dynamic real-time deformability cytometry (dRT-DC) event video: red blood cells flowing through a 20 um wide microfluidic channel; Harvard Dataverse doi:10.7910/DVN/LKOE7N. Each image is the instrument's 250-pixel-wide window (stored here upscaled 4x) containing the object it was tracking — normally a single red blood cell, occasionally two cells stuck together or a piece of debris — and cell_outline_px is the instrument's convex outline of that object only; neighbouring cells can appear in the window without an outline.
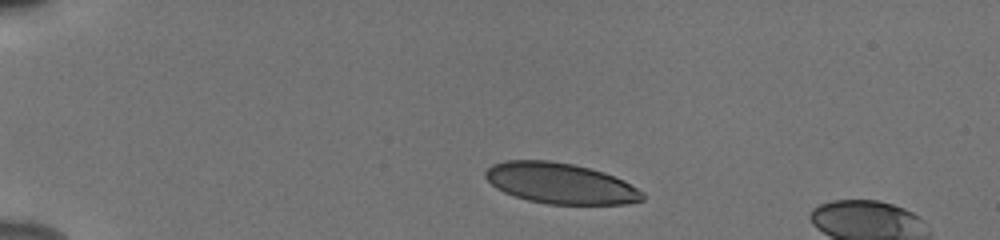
{"species": "human", "species_latin": "Homo sapiens", "temperature_condition": "cold", "stored_images_in_passage": 7, "camera_frame_rate_fps": 3000, "um_per_image_px": 0.085, "donor": {"sex": "male"}, "frame": {"image": 1, "passage_image": 1, "time_ms": 0.0, "image_size_px": [1000, 240], "cell_outline_px": [[644, 200], [628, 204], [548, 204], [528, 200], [504, 192], [496, 188], [484, 176], [484, 172], [492, 164], [504, 160], [548, 160], [572, 164], [604, 172], [616, 176], [624, 180], [644, 192]], "centroid_in_image_um": [47.65, 15.58], "position_along_channel_um": 37.4, "area_um2": 37.4}}